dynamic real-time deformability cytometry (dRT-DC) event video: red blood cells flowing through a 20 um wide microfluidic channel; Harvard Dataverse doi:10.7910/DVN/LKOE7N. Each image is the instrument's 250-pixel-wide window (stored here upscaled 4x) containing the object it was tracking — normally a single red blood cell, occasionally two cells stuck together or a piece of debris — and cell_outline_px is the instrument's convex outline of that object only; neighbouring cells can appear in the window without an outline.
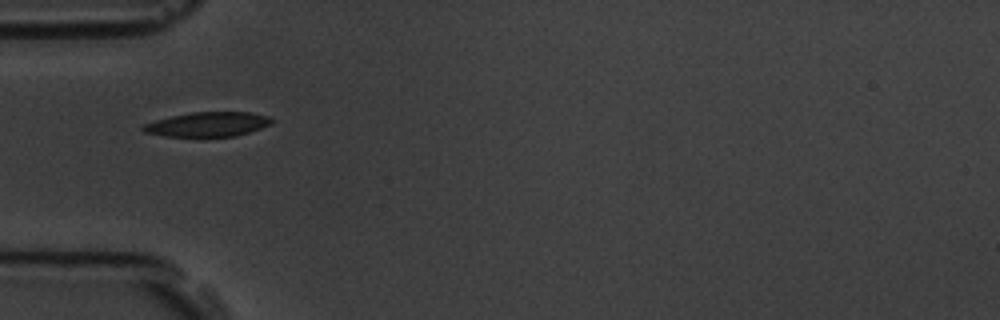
{"species": "common noctule bat (a hibernating species)", "species_latin": "Nyctalus noctula", "temperature_condition": "room temperature", "stored_images_in_passage": 1, "camera_frame_rate_fps": 3000, "um_per_image_px": 0.085, "animal": {"sex": "male", "body_mass_g": 19.5, "forearm_length_mm": 54.6}, "frame": {"image": 1, "passage_image": 1, "time_ms": 0.0, "image_size_px": [1000, 320], "cell_outline_px": [[272, 124], [236, 136], [204, 140], [200, 140], [164, 136], [144, 132], [140, 128], [144, 124], [156, 120], [172, 116], [192, 112], [252, 112], [268, 116], [272, 120]], "centroid_in_image_um": [17.62, 10.62], "position_along_channel_um": 67.4, "area_um2": 19.31}}